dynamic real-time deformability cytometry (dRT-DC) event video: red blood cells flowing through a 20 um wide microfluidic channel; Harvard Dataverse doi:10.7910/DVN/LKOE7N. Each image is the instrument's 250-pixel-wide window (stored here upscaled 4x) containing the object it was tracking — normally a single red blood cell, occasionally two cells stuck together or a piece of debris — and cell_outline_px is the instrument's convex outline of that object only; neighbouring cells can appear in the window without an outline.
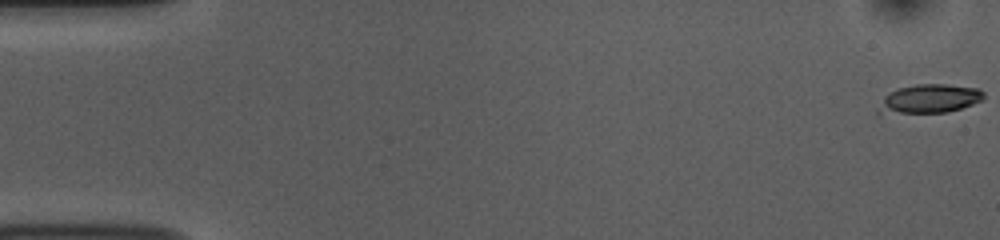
{"species": "common noctule bat (a hibernating species)", "species_latin": "Nyctalus noctula", "temperature_condition": "room temperature", "stored_images_in_passage": 9, "camera_frame_rate_fps": 3000, "um_per_image_px": 0.085, "animal": {"sex": "female", "body_mass_g": 10.0, "forearm_length_mm": 53.1}, "frame": {"image": 1, "passage_image": 1, "time_ms": 0.0, "image_size_px": [1000, 240], "cell_outline_px": [[984, 96], [980, 100], [972, 104], [948, 112], [876, 116], [876, 112], [884, 96], [900, 88], [916, 84], [944, 84], [980, 88], [984, 92]], "centroid_in_image_um": [78.91, 8.44], "position_along_channel_um": 6.1, "area_um2": 18.21}}